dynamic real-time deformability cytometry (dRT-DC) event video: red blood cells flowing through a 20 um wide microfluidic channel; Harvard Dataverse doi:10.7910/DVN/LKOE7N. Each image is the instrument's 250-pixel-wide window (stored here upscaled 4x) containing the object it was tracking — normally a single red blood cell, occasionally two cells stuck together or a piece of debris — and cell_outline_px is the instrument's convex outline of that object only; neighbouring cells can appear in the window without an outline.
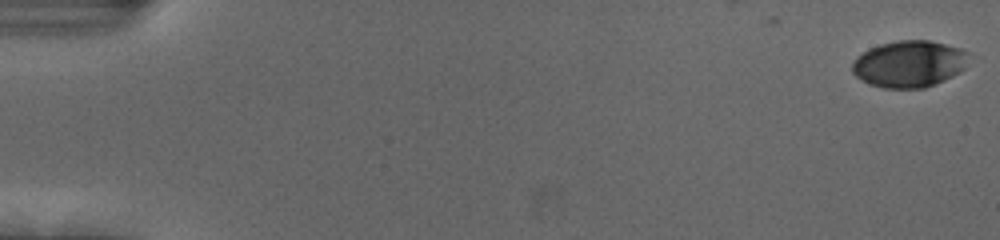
{"species": "human", "species_latin": "Homo sapiens", "temperature_condition": "cold", "stored_images_in_passage": 56, "camera_frame_rate_fps": 3000, "um_per_image_px": 0.085, "donor": {"sex": "female"}, "frame": {"image": 1, "passage_image": 1, "time_ms": 0.0, "image_size_px": [1000, 240], "cell_outline_px": [[968, 52], [964, 68], [960, 72], [936, 84], [924, 88], [884, 88], [868, 84], [856, 76], [852, 72], [852, 64], [856, 56], [868, 48], [880, 44], [900, 40], [928, 40], [960, 48]], "centroid_in_image_um": [77.24, 5.43], "position_along_channel_um": 7.8, "area_um2": 31.73}}
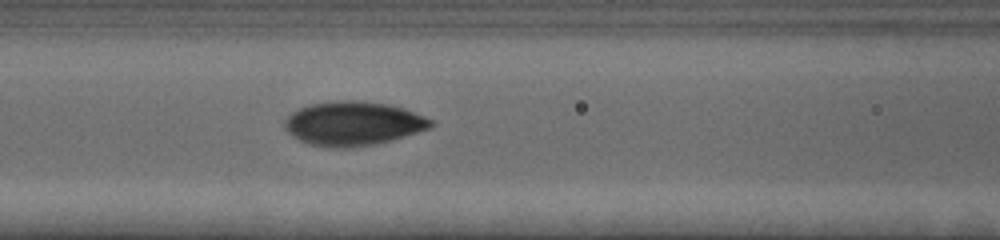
{"frame": {"image": 2, "passage_image": 25, "time_ms": 8.0, "image_size_px": [1000, 240], "cell_outline_px": [[436, 124], [432, 128], [376, 144], [348, 148], [332, 148], [308, 144], [292, 136], [284, 128], [284, 120], [292, 112], [300, 108], [312, 104], [344, 100], [352, 100], [388, 104], [404, 108], [436, 120]], "centroid_in_image_um": [30.06, 10.51], "position_along_channel_um": 136.5, "area_um2": 37.69}}
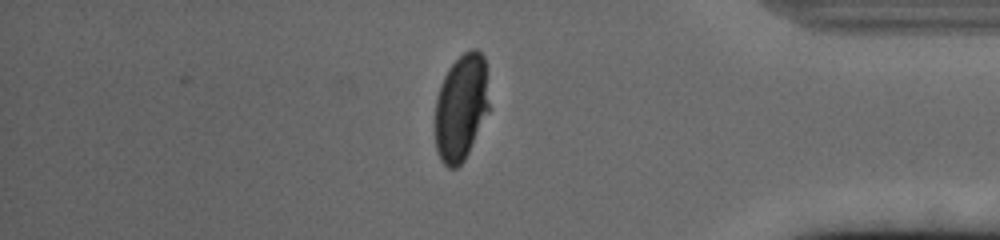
{"frame": {"image": 3, "passage_image": 48, "time_ms": 15.667, "image_size_px": [1000, 240], "cell_outline_px": [[492, 108], [464, 160], [456, 168], [448, 168], [440, 160], [436, 148], [436, 96], [440, 84], [448, 68], [464, 52], [472, 48], [476, 48], [484, 56]], "centroid_in_image_um": [39.24, 9.11], "position_along_channel_um": 396.0, "area_um2": 34.28}, "authors_computed_cell_mechanics": {"area_um2": 35.2869, "velocity_mm_per_s": 3.7022, "shape_relaxation_time_tau1_ms": 3.1035, "shape_relaxation_time_tau2_ms": null, "deformation_change_tau1": 0.1417, "deformation_change_tau2": null}}